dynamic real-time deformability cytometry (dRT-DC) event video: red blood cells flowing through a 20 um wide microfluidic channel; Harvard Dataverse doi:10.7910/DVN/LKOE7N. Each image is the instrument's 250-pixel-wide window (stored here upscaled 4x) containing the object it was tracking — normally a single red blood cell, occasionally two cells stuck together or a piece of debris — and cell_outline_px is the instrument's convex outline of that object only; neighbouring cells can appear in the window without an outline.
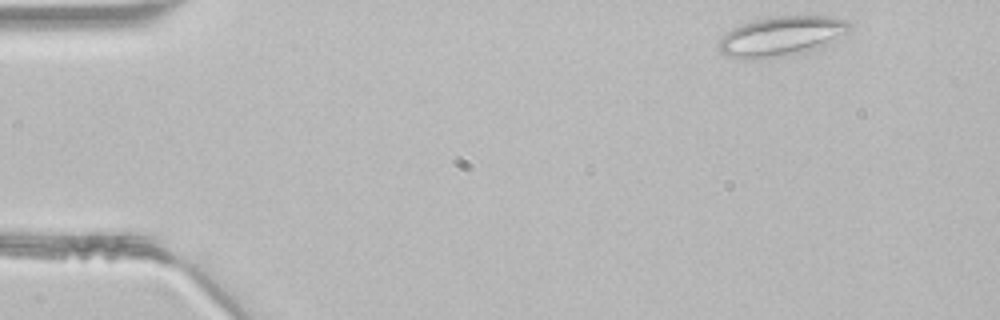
{"species": "common noctule bat (a hibernating species)", "species_latin": "Nyctalus noctula", "temperature_condition": "room temperature", "stored_images_in_passage": 43, "segment_of_instrument_passage": [1, 2], "camera_frame_rate_fps": 3000, "um_per_image_px": 0.085, "animal": {"sex": "male", "body_mass_g": 21.5, "forearm_length_mm": 52.0}, "frame": {"image": 1, "passage_image": 1, "time_ms": 0.0, "image_size_px": [1000, 320], "cell_outline_px": [[852, 28], [848, 32], [832, 44], [820, 48], [804, 52], [784, 56], [744, 60], [728, 56], [720, 52], [720, 36], [732, 28], [756, 20], [776, 16], [828, 16], [848, 20], [852, 24]], "centroid_in_image_um": [66.49, 3.09], "position_along_channel_um": 18.5, "area_um2": 30.63}}
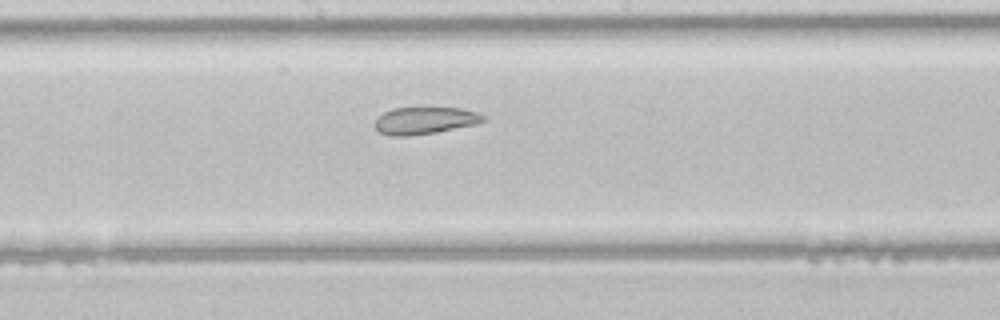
{"frame": {"image": 2, "passage_image": 21, "time_ms": 6.667, "image_size_px": [1000, 320], "cell_outline_px": [[484, 120], [476, 124], [436, 132], [408, 136], [388, 136], [380, 132], [376, 128], [376, 120], [384, 112], [392, 108], [460, 108], [476, 112], [484, 116]], "centroid_in_image_um": [36.09, 10.25], "position_along_channel_um": 212.1, "area_um2": 16.88}}
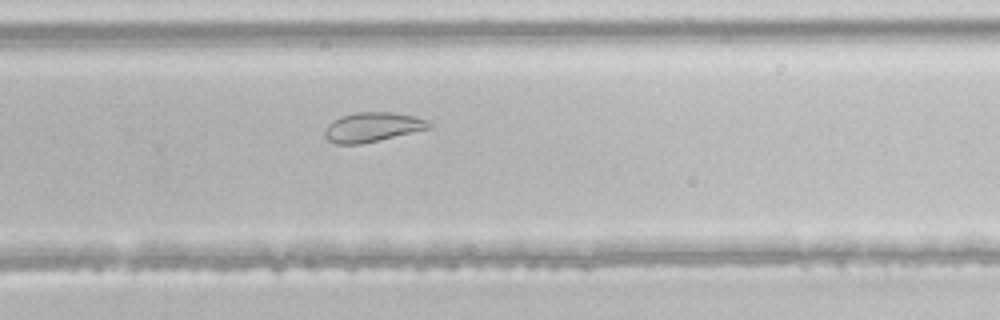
{"frame": {"image": 3, "passage_image": 27, "time_ms": 8.667, "image_size_px": [1000, 320], "cell_outline_px": [[432, 128], [380, 140], [360, 144], [336, 144], [328, 140], [324, 136], [324, 132], [328, 124], [332, 120], [340, 116], [356, 112], [392, 112], [416, 116], [432, 120]], "centroid_in_image_um": [31.7, 10.79], "position_along_channel_um": 298.1, "area_um2": 18.26}}